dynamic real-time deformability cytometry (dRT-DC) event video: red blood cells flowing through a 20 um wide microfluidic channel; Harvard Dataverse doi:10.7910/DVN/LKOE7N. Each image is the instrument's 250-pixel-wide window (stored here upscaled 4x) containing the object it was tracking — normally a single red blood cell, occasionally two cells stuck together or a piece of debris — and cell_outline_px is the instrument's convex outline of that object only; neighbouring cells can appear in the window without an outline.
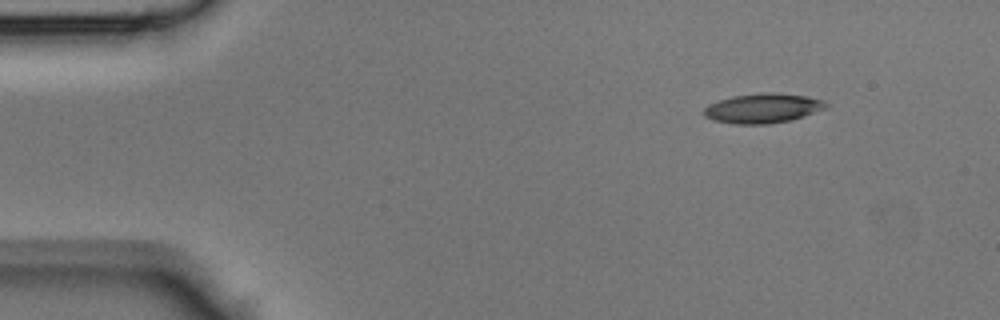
{"species": "Egyptian fruit bat (a non-hibernating species)", "species_latin": "Rousettus aegyptiacus", "temperature_condition": "room temperature", "stored_images_in_passage": 40, "camera_frame_rate_fps": 3000, "um_per_image_px": 0.085, "animal": {"sex": "male"}, "frame": {"image": 1, "passage_image": 1, "time_ms": 0.0, "image_size_px": [1000, 320], "cell_outline_px": [[828, 108], [792, 120], [768, 124], [732, 124], [712, 120], [704, 116], [704, 108], [708, 104], [732, 96], [764, 92], [772, 92], [804, 96], [824, 100], [828, 104]], "centroid_in_image_um": [64.84, 9.21], "position_along_channel_um": 20.2, "area_um2": 21.21}}
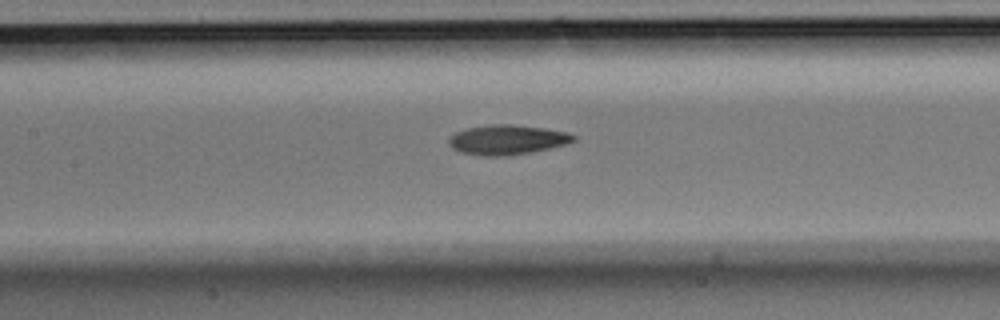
{"frame": {"image": 2, "passage_image": 16, "time_ms": 5.0, "image_size_px": [1000, 320], "cell_outline_px": [[576, 140], [568, 144], [508, 156], [484, 156], [460, 152], [452, 148], [448, 144], [448, 140], [456, 132], [468, 128], [488, 124], [512, 124], [544, 128], [568, 132], [576, 136]], "centroid_in_image_um": [43.12, 11.87], "position_along_channel_um": 164.3, "area_um2": 21.62}}
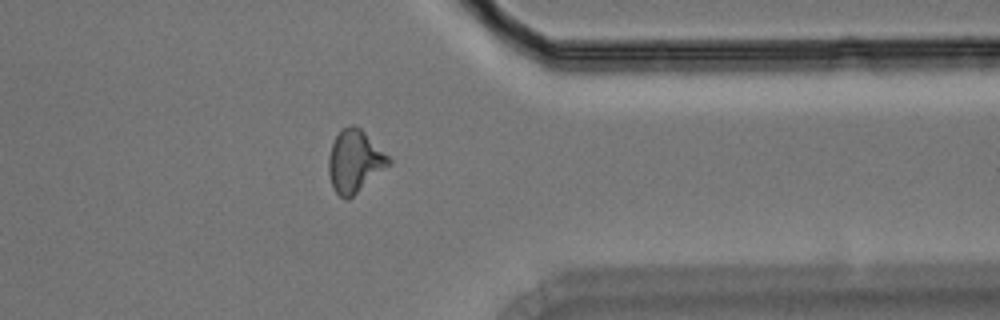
{"frame": {"image": 3, "passage_image": 31, "time_ms": 10.0, "image_size_px": [1000, 320], "cell_outline_px": [[392, 164], [348, 200], [344, 200], [336, 192], [332, 184], [328, 172], [328, 156], [332, 144], [336, 136], [348, 124], [352, 124], [360, 128], [392, 160]], "centroid_in_image_um": [30.15, 13.73], "position_along_channel_um": 381.2, "area_um2": 21.73}}